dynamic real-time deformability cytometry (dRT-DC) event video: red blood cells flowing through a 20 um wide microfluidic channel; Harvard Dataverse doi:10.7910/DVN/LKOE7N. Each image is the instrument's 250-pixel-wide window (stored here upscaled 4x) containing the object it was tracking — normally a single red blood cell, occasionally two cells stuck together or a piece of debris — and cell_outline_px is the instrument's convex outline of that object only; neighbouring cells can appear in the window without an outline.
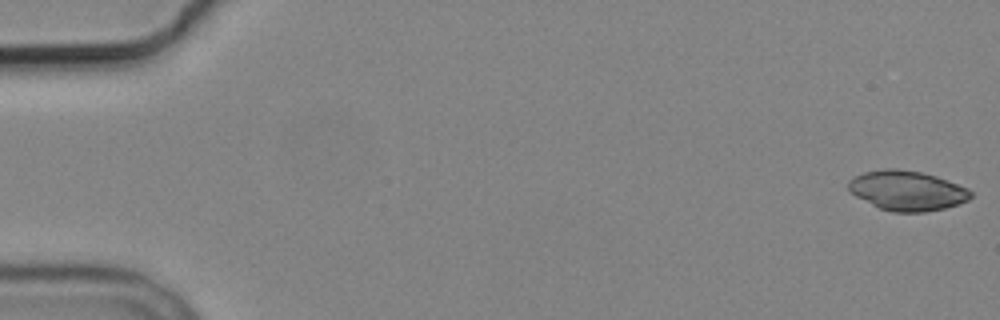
{"species": "common noctule bat (a hibernating species)", "species_latin": "Nyctalus noctula", "temperature_condition": "cold", "stored_images_in_passage": 5, "camera_frame_rate_fps": 3000, "um_per_image_px": 0.085, "animal": {"sex": "male", "body_mass_g": 19.2, "forearm_length_mm": 51.8}, "frame": {"image": 1, "passage_image": 1, "time_ms": 0.0, "image_size_px": [1000, 320], "cell_outline_px": [[972, 196], [968, 200], [944, 208], [924, 212], [892, 212], [880, 208], [856, 196], [848, 188], [848, 180], [864, 172], [884, 168], [896, 168], [920, 172], [936, 176], [968, 188], [972, 192]], "centroid_in_image_um": [77.1, 16.19], "position_along_channel_um": 7.9, "area_um2": 28.15}}